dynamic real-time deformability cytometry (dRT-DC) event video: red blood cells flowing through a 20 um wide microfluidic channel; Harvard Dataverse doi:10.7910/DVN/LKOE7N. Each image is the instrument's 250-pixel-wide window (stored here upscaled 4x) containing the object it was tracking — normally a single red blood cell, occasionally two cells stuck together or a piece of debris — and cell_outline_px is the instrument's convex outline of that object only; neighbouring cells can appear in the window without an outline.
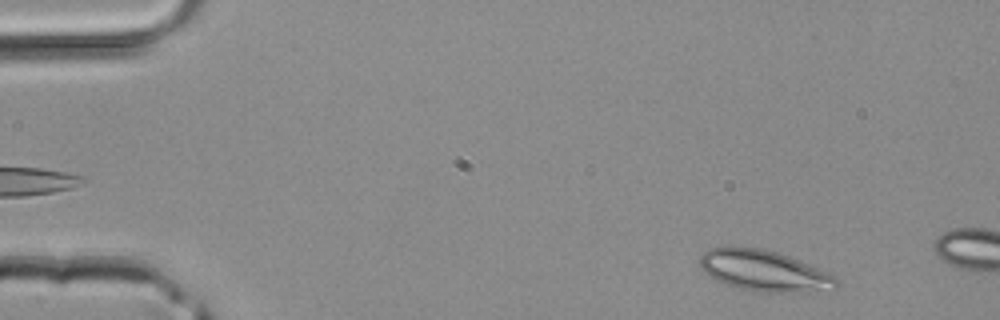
{"species": "common noctule bat (a hibernating species)", "species_latin": "Nyctalus noctula", "temperature_condition": "room temperature", "stored_images_in_passage": 6, "camera_frame_rate_fps": 3000, "um_per_image_px": 0.085, "animal": {"sex": "male", "body_mass_g": 20.4}, "frame": {"image": 1, "passage_image": 2, "time_ms": 0.333, "image_size_px": [1000, 320], "cell_outline_px": [[840, 284], [836, 288], [772, 292], [760, 292], [740, 288], [724, 284], [716, 280], [704, 272], [700, 264], [700, 256], [708, 248], [760, 248], [776, 252], [788, 256], [836, 276], [840, 280]], "centroid_in_image_um": [64.92, 23.01], "position_along_channel_um": 20.1, "area_um2": 31.67}}